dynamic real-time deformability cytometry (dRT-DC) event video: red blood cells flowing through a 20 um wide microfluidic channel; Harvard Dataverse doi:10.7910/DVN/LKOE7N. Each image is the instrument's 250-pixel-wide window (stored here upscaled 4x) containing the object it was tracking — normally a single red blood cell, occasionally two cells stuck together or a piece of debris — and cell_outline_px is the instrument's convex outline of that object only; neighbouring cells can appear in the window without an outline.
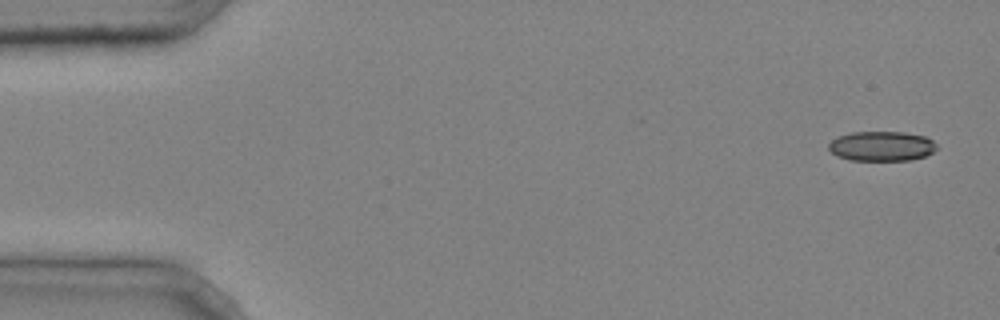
{"species": "common noctule bat (a hibernating species)", "species_latin": "Nyctalus noctula", "temperature_condition": "cold", "stored_images_in_passage": 4, "segment_of_instrument_passage": [2, 2], "camera_frame_rate_fps": 3000, "um_per_image_px": 0.085, "animal": {"sex": "male", "body_mass_g": 20.4}, "frame": {"image": 1, "passage_image": 4, "time_ms": 1.0, "image_size_px": [1000, 320], "cell_outline_px": [[936, 148], [932, 152], [924, 156], [912, 160], [852, 160], [836, 156], [828, 148], [828, 144], [832, 140], [840, 136], [852, 132], [904, 132], [924, 136], [932, 140], [936, 144]], "centroid_in_image_um": [74.93, 12.42], "position_along_channel_um": 10.1, "area_um2": 18.61}}